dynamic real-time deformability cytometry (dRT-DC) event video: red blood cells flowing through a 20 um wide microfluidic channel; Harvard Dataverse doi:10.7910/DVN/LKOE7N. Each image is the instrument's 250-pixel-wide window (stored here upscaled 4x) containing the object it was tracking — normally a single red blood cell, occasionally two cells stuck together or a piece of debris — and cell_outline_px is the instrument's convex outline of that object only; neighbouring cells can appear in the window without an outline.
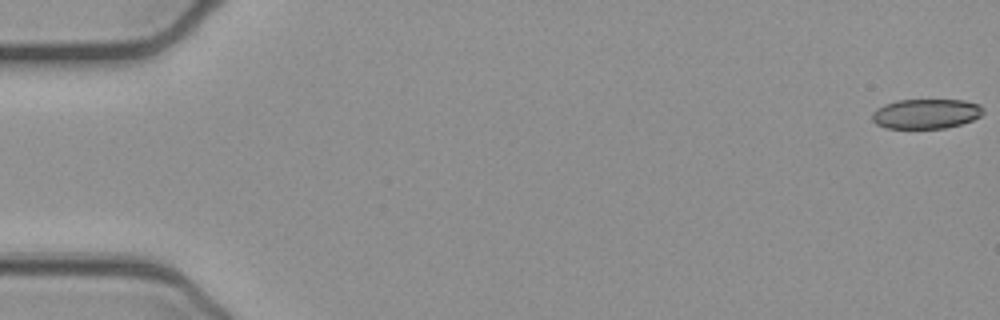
{"species": "common noctule bat (a hibernating species)", "species_latin": "Nyctalus noctula", "temperature_condition": "cold", "stored_images_in_passage": 53, "camera_frame_rate_fps": 3000, "um_per_image_px": 0.085, "animal": {"sex": "female", "body_mass_g": 21.9}, "frame": {"image": 1, "passage_image": 1, "time_ms": 0.0, "image_size_px": [1000, 320], "cell_outline_px": [[984, 112], [980, 116], [972, 120], [960, 124], [944, 128], [884, 128], [876, 124], [872, 120], [872, 112], [876, 108], [884, 104], [896, 100], [964, 100], [980, 104], [984, 108]], "centroid_in_image_um": [78.7, 9.66], "position_along_channel_um": 6.3, "area_um2": 19.42}}
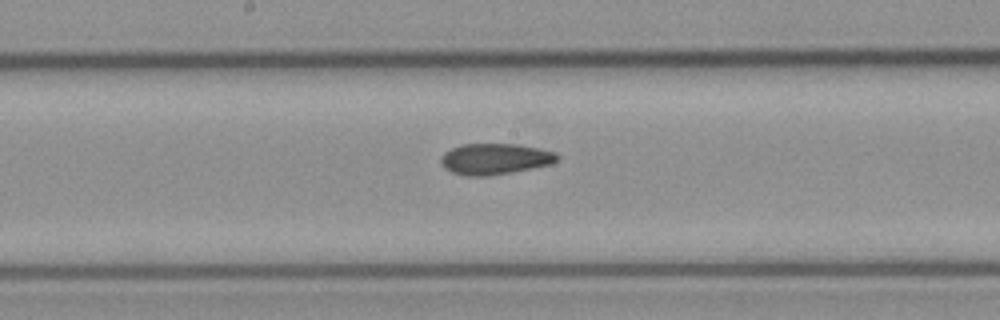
{"frame": {"image": 2, "passage_image": 28, "time_ms": 9.0, "image_size_px": [1000, 320], "cell_outline_px": [[560, 160], [552, 164], [512, 172], [488, 176], [464, 176], [452, 172], [444, 168], [440, 164], [440, 156], [444, 152], [460, 144], [516, 144], [556, 152], [560, 156]], "centroid_in_image_um": [42.05, 13.51], "position_along_channel_um": 206.1, "area_um2": 21.27}}
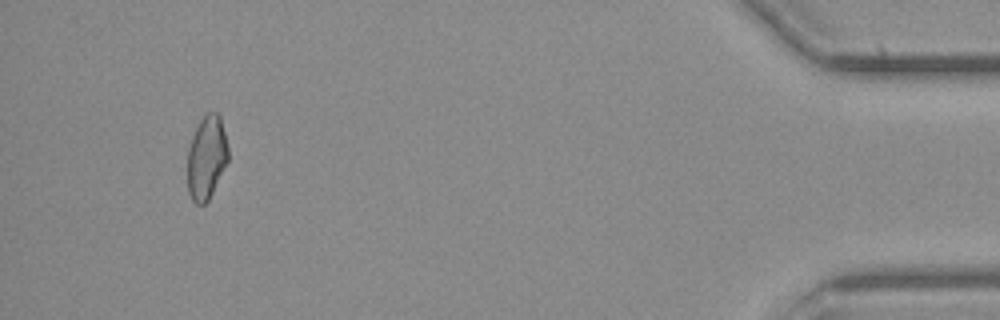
{"frame": {"image": 3, "passage_image": 50, "time_ms": 16.333, "image_size_px": [1000, 320], "cell_outline_px": [[228, 160], [208, 200], [204, 204], [196, 204], [192, 200], [188, 192], [188, 148], [192, 136], [200, 120], [208, 112], [216, 112], [220, 116], [228, 148]], "centroid_in_image_um": [17.55, 13.39], "position_along_channel_um": 417.7, "area_um2": 19.54}, "authors_computed_cell_mechanics": {"area_um2": 20.9814, "velocity_mm_per_s": 3.9125, "shape_relaxation_time_tau1_ms": null, "shape_relaxation_time_tau2_ms": 4.6307, "deformation_change_tau1": null, "deformation_change_tau2": 0.1235}}